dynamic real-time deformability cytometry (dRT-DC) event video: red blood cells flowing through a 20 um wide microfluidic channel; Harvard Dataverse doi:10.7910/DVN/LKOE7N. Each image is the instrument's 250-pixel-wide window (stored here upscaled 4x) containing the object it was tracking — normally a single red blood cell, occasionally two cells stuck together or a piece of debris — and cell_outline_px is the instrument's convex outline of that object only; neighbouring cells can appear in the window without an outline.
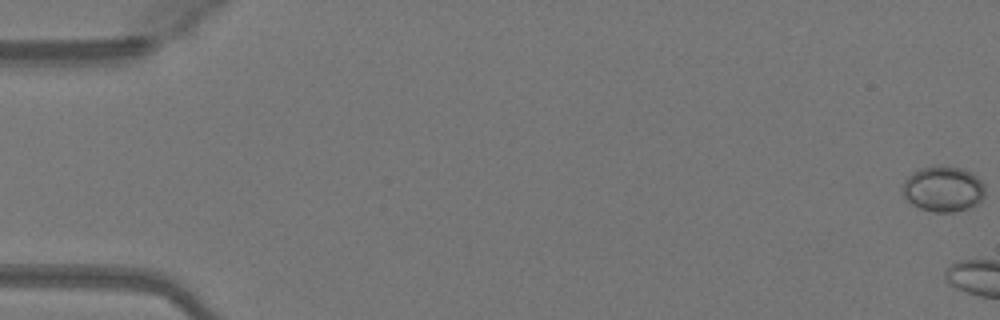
{"species": "Egyptian fruit bat (a non-hibernating species)", "species_latin": "Rousettus aegyptiacus", "temperature_condition": "warm", "stored_images_in_passage": 10, "camera_frame_rate_fps": 3000, "um_per_image_px": 0.085, "animal": {"sex": "female"}, "frame": {"image": 1, "passage_image": 1, "time_ms": 0.0, "image_size_px": [1000, 320], "cell_outline_px": [[984, 196], [976, 204], [968, 208], [956, 212], [932, 212], [920, 208], [912, 204], [904, 196], [904, 180], [912, 172], [920, 168], [940, 164], [960, 168], [972, 172], [984, 184]], "centroid_in_image_um": [80.18, 16.04], "position_along_channel_um": 4.8, "area_um2": 21.96}}